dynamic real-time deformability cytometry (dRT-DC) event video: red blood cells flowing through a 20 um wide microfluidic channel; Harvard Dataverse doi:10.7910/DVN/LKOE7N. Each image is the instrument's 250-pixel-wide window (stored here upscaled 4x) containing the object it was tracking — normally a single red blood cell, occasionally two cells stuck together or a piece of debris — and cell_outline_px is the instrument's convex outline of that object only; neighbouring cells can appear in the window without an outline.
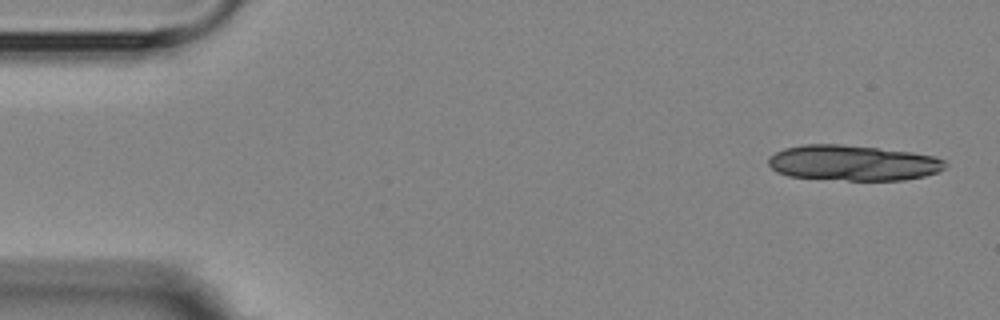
{"species": "Egyptian fruit bat (a non-hibernating species)", "species_latin": "Rousettus aegyptiacus", "temperature_condition": "room temperature", "stored_images_in_passage": 4, "camera_frame_rate_fps": 3000, "um_per_image_px": 0.085, "animal": {"sex": "female"}, "frame": {"image": 1, "passage_image": 1, "time_ms": 0.0, "image_size_px": [1000, 320], "cell_outline_px": [[948, 164], [944, 168], [936, 172], [924, 176], [904, 180], [848, 180], [788, 176], [776, 172], [768, 164], [768, 160], [776, 152], [784, 148], [804, 144], [840, 144], [912, 152], [936, 156], [944, 160]], "centroid_in_image_um": [72.51, 13.84], "position_along_channel_um": 12.5, "area_um2": 36.47}}